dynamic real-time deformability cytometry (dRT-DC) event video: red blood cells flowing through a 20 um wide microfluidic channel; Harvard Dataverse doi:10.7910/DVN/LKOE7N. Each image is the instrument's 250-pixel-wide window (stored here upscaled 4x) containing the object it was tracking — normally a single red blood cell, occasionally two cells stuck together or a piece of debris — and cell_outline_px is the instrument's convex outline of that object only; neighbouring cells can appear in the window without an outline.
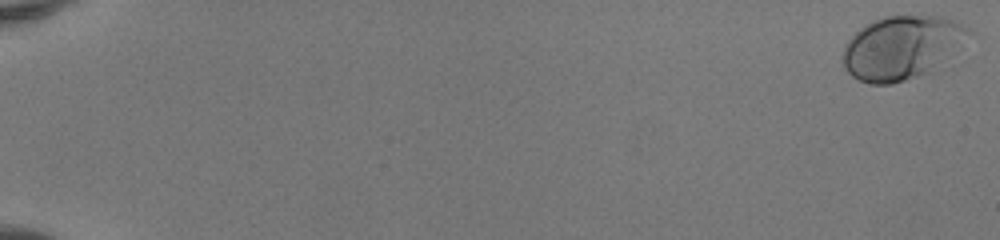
{"species": "human", "species_latin": "Homo sapiens", "temperature_condition": "room temperature", "stored_images_in_passage": 52, "camera_frame_rate_fps": 3000, "um_per_image_px": 0.085, "donor": {"sex": "female"}, "frame": {"image": 1, "passage_image": 1, "time_ms": 0.0, "image_size_px": [1000, 240], "cell_outline_px": [[976, 32], [936, 72], [892, 84], [872, 84], [860, 80], [852, 76], [844, 68], [844, 44], [860, 28], [872, 20], [884, 16], [920, 12], [940, 16], [956, 20]], "centroid_in_image_um": [76.77, 4.01], "position_along_channel_um": 8.2, "area_um2": 48.44}}
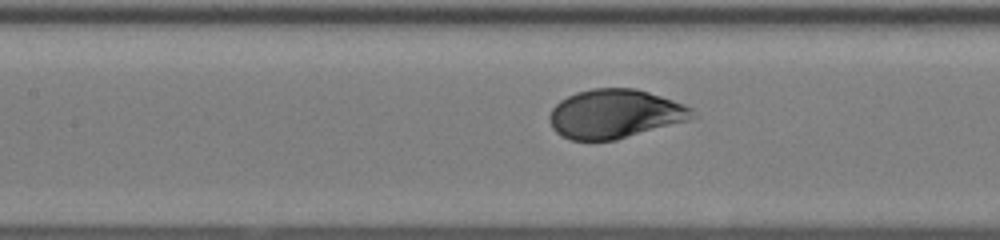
{"frame": {"image": 2, "passage_image": 27, "time_ms": 8.667, "image_size_px": [1000, 240], "cell_outline_px": [[700, 116], [688, 120], [616, 140], [572, 140], [556, 132], [552, 128], [548, 120], [548, 116], [552, 108], [560, 100], [576, 92], [592, 88], [636, 88], [684, 104], [692, 108]], "centroid_in_image_um": [52.27, 9.67], "position_along_channel_um": 155.1, "area_um2": 40.81}}
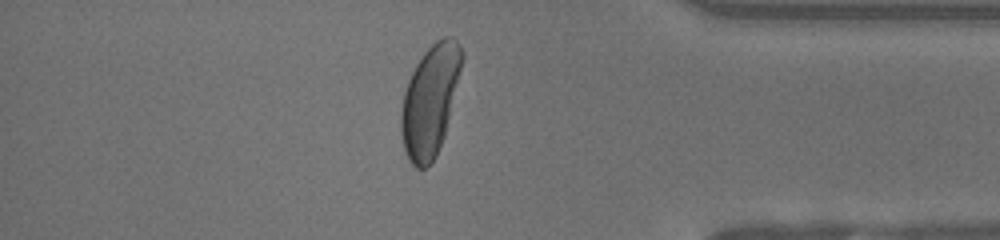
{"frame": {"image": 3, "passage_image": 46, "time_ms": 15.0, "image_size_px": [1000, 240], "cell_outline_px": [[464, 56], [444, 136], [436, 156], [424, 168], [416, 168], [408, 160], [404, 152], [400, 132], [400, 112], [404, 92], [408, 80], [416, 64], [424, 52], [436, 40], [444, 36], [452, 36], [460, 44], [464, 52]], "centroid_in_image_um": [36.54, 8.53], "position_along_channel_um": 398.7, "area_um2": 39.25}, "authors_computed_cell_mechanics": {"area_um2": 41.3848, "velocity_mm_per_s": 4.111, "shape_relaxation_time_tau1_ms": 3.1477, "shape_relaxation_time_tau2_ms": null, "deformation_change_tau1": 0.1654, "deformation_change_tau2": null}}